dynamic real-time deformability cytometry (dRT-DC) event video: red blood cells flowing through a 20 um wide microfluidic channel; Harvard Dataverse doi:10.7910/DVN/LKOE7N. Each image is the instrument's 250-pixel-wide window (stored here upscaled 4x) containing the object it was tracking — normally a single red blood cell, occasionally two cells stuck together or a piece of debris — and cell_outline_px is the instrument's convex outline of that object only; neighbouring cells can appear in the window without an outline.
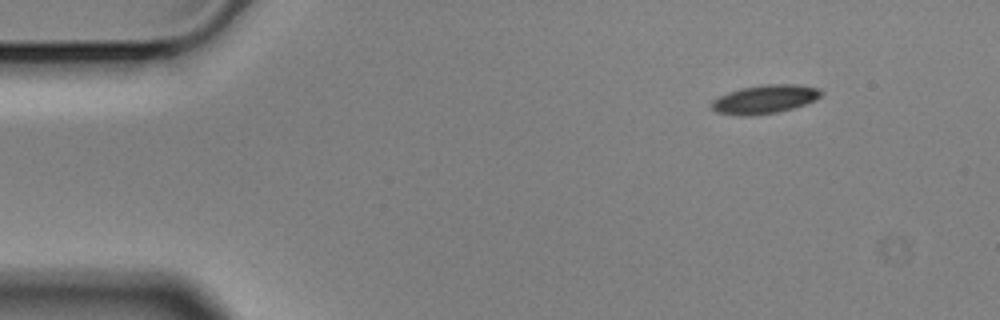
{"species": "Egyptian fruit bat (a non-hibernating species)", "species_latin": "Rousettus aegyptiacus", "temperature_condition": "cold", "stored_images_in_passage": 51, "camera_frame_rate_fps": 3000, "um_per_image_px": 0.085, "animal": {"sex": "male"}, "frame": {"image": 1, "passage_image": 1, "time_ms": 0.0, "image_size_px": [1000, 320], "cell_outline_px": [[824, 92], [816, 100], [792, 108], [776, 112], [748, 116], [744, 116], [716, 112], [712, 108], [712, 100], [720, 96], [744, 88], [768, 84], [796, 84], [820, 88]], "centroid_in_image_um": [65.06, 8.43], "position_along_channel_um": 19.9, "area_um2": 17.92}}
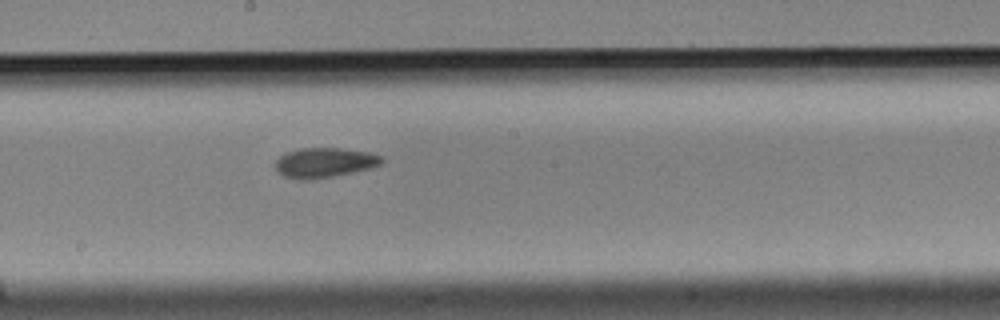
{"frame": {"image": 2, "passage_image": 25, "time_ms": 8.0, "image_size_px": [1000, 320], "cell_outline_px": [[384, 160], [380, 164], [372, 168], [312, 180], [300, 180], [284, 176], [276, 172], [276, 160], [284, 152], [300, 148], [340, 148], [368, 152], [380, 156]], "centroid_in_image_um": [27.54, 13.82], "position_along_channel_um": 220.7, "area_um2": 18.55}}
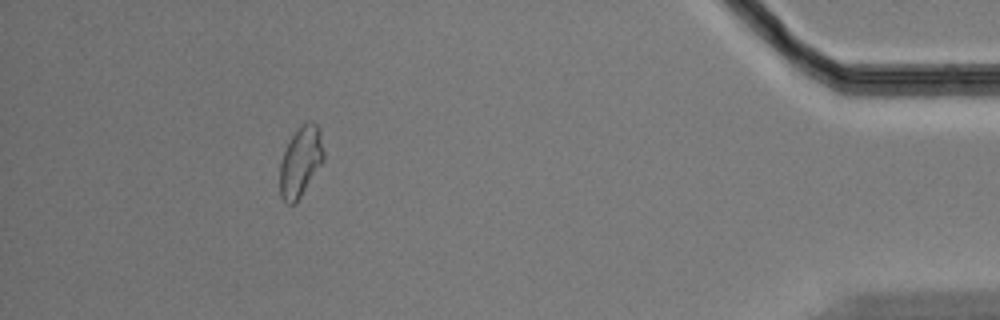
{"frame": {"image": 3, "passage_image": 46, "time_ms": 15.0, "image_size_px": [1000, 320], "cell_outline_px": [[324, 160], [296, 204], [288, 204], [280, 196], [280, 160], [292, 136], [308, 120], [312, 120], [320, 128], [324, 152]], "centroid_in_image_um": [25.57, 13.75], "position_along_channel_um": 409.6, "area_um2": 17.86}, "authors_computed_cell_mechanics": {"area_um2": 18.0336, "velocity_mm_per_s": 3.5137, "shape_relaxation_time_tau1_ms": 7.3548, "shape_relaxation_time_tau2_ms": 6.5315, "deformation_change_tau1": 0.1366, "deformation_change_tau2": 0.1161}}